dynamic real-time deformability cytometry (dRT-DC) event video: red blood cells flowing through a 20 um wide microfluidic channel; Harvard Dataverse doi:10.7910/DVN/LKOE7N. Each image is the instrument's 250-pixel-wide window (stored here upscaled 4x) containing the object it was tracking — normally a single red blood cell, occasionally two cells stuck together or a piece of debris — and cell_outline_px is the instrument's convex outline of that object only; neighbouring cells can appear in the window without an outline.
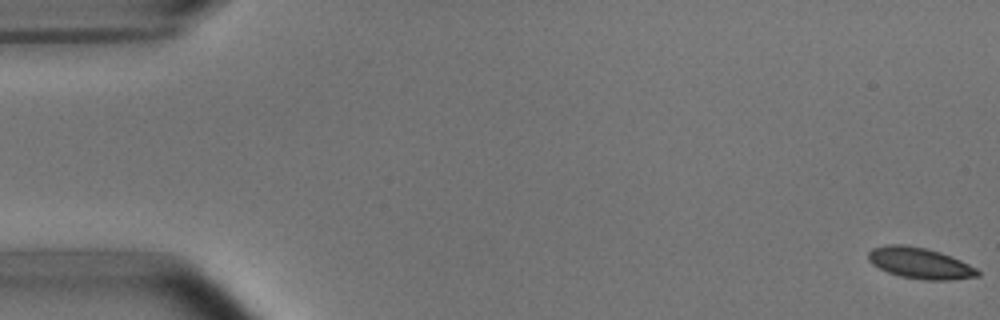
{"species": "common noctule bat (a hibernating species)", "species_latin": "Nyctalus noctula", "temperature_condition": "room temperature", "stored_images_in_passage": 17, "camera_frame_rate_fps": 3000, "um_per_image_px": 0.085, "animal": {"sex": "male", "body_mass_g": 15.6}, "frame": {"image": 1, "passage_image": 1, "time_ms": 0.0, "image_size_px": [1000, 320], "cell_outline_px": [[980, 276], [952, 280], [924, 280], [900, 276], [888, 272], [872, 264], [868, 260], [868, 252], [872, 248], [888, 244], [904, 244], [924, 248], [940, 252], [952, 256], [976, 268], [980, 272]], "centroid_in_image_um": [78.2, 22.37], "position_along_channel_um": 6.8, "area_um2": 19.83}}
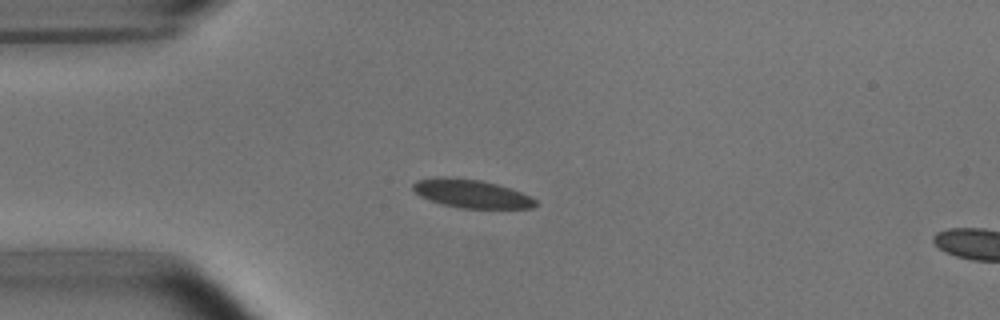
{"frame": {"image": 2, "passage_image": 14, "time_ms": 4.333, "image_size_px": [1000, 320], "cell_outline_px": [[536, 204], [532, 208], [460, 208], [440, 204], [428, 200], [412, 192], [412, 184], [416, 180], [436, 176], [448, 176], [480, 180], [496, 184], [532, 196], [536, 200]], "centroid_in_image_um": [39.98, 16.45], "position_along_channel_um": 45.0, "area_um2": 20.52}}